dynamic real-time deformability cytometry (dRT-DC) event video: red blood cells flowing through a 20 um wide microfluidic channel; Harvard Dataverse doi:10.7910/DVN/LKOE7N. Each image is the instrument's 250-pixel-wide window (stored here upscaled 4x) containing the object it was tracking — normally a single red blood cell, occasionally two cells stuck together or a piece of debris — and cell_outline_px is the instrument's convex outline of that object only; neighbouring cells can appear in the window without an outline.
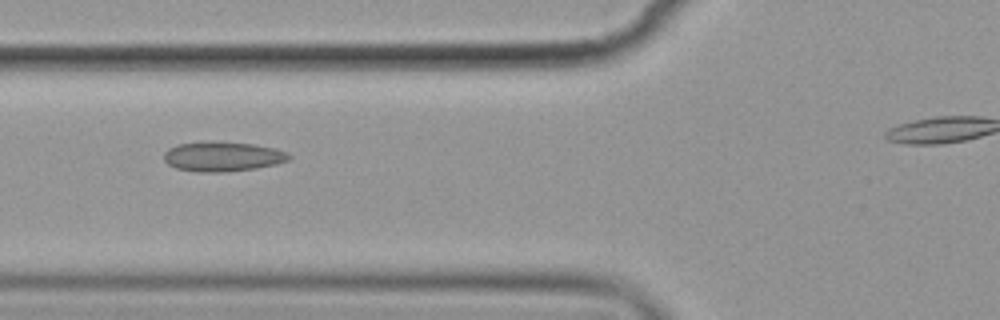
{"species": "common noctule bat (a hibernating species)", "species_latin": "Nyctalus noctula", "temperature_condition": "cold", "stored_images_in_passage": 11, "camera_frame_rate_fps": 3000, "um_per_image_px": 0.085, "animal": {"sex": "female", "body_mass_g": 19.9}, "frame": {"image": 1, "passage_image": 4, "time_ms": 3.667, "image_size_px": [1000, 320], "cell_outline_px": [[292, 156], [288, 160], [276, 164], [256, 168], [224, 172], [196, 172], [176, 168], [168, 164], [164, 160], [164, 152], [168, 148], [176, 144], [208, 140], [252, 144], [276, 148]], "centroid_in_image_um": [18.87, 13.29], "position_along_channel_um": 106.9, "area_um2": 21.91}}
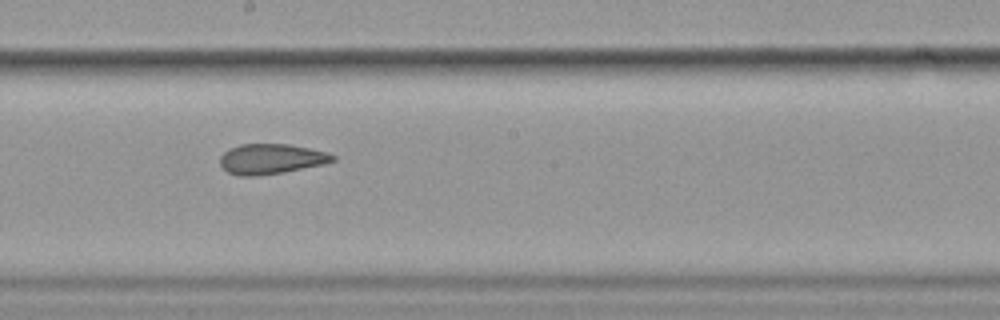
{"frame": {"image": 2, "passage_image": 7, "time_ms": 7.0, "image_size_px": [1000, 320], "cell_outline_px": [[336, 160], [324, 164], [284, 172], [256, 176], [240, 176], [228, 172], [220, 164], [220, 156], [224, 152], [240, 144], [288, 144], [328, 152], [336, 156]], "centroid_in_image_um": [23.06, 13.51], "position_along_channel_um": 225.1, "area_um2": 19.77}}
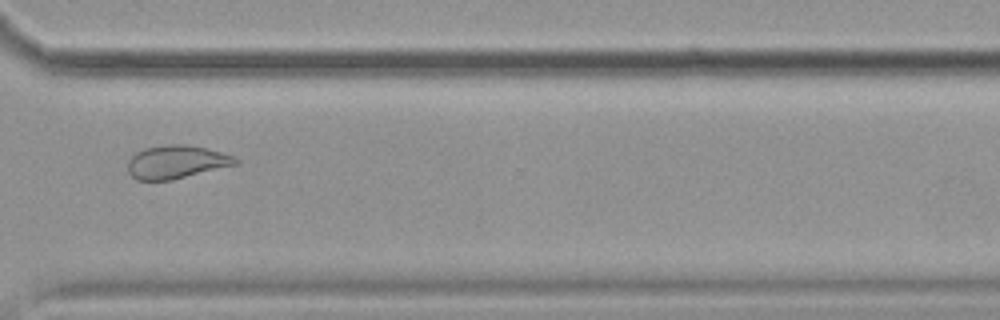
{"frame": {"image": 3, "passage_image": 10, "time_ms": 10.667, "image_size_px": [1000, 320], "cell_outline_px": [[240, 164], [172, 180], [136, 180], [128, 172], [128, 160], [136, 152], [144, 148], [164, 144], [184, 144], [204, 148], [220, 152], [232, 156], [240, 160]], "centroid_in_image_um": [14.99, 13.77], "position_along_channel_um": 355.6, "area_um2": 20.98}}